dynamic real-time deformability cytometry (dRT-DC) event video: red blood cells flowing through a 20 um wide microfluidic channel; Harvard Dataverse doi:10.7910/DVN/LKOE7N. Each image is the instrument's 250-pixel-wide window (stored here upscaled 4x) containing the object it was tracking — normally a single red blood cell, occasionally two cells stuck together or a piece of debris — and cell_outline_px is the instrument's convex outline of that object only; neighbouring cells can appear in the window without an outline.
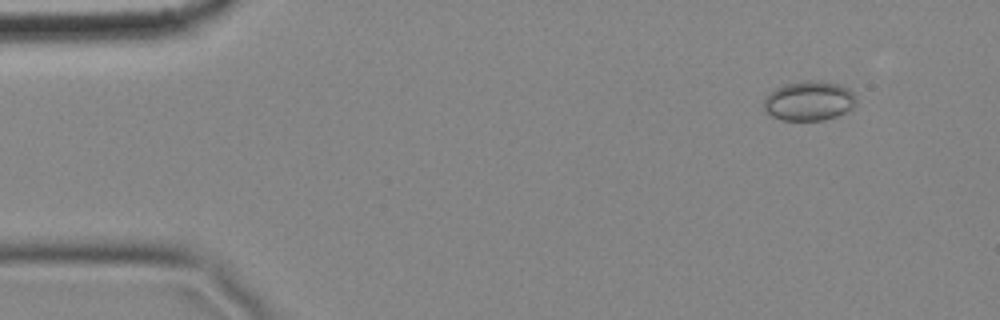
{"species": "common noctule bat (a hibernating species)", "species_latin": "Nyctalus noctula", "temperature_condition": "cold", "stored_images_in_passage": 5, "camera_frame_rate_fps": 3000, "um_per_image_px": 0.085, "animal": {"sex": "female", "body_mass_g": 18.4}, "frame": {"image": 1, "passage_image": 2, "time_ms": 0.333, "image_size_px": [1000, 320], "cell_outline_px": [[856, 104], [852, 108], [836, 116], [824, 120], [780, 120], [764, 112], [764, 100], [776, 88], [784, 84], [808, 80], [812, 80], [840, 84], [848, 88], [856, 96]], "centroid_in_image_um": [68.77, 8.58], "position_along_channel_um": 16.2, "area_um2": 21.27}}
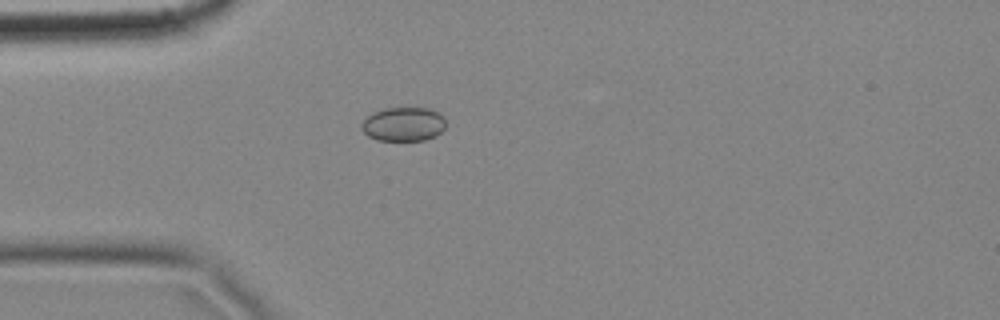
{"frame": {"image": 2, "passage_image": 5, "time_ms": 1.333, "image_size_px": [1000, 320], "cell_outline_px": [[444, 128], [436, 136], [424, 140], [376, 140], [368, 136], [360, 128], [360, 124], [372, 112], [384, 108], [432, 108], [444, 116]], "centroid_in_image_um": [34.28, 10.55], "position_along_channel_um": 50.7, "area_um2": 16.82}}